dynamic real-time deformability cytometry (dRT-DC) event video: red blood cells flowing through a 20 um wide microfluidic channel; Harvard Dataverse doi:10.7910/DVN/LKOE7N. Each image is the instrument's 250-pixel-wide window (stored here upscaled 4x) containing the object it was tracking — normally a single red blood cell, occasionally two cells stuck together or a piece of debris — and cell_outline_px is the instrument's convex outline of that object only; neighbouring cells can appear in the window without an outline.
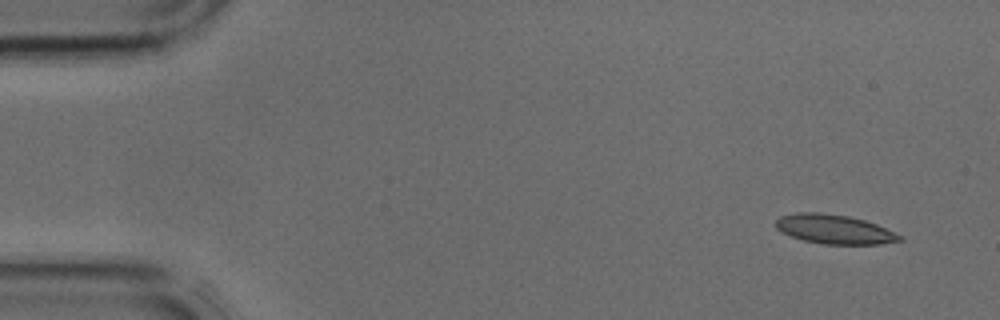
{"species": "common noctule bat (a hibernating species)", "species_latin": "Nyctalus noctula", "temperature_condition": "cold", "stored_images_in_passage": 9, "camera_frame_rate_fps": 3000, "um_per_image_px": 0.085, "animal": {"sex": "male", "body_mass_g": 17.9, "forearm_length_mm": 54.2}, "frame": {"image": 1, "passage_image": 1, "time_ms": 0.0, "image_size_px": [1000, 320], "cell_outline_px": [[904, 240], [880, 244], [824, 244], [804, 240], [792, 236], [776, 228], [776, 220], [780, 216], [796, 212], [820, 212], [848, 216], [864, 220], [876, 224], [904, 236]], "centroid_in_image_um": [70.95, 19.48], "position_along_channel_um": 14.1, "area_um2": 21.04}}